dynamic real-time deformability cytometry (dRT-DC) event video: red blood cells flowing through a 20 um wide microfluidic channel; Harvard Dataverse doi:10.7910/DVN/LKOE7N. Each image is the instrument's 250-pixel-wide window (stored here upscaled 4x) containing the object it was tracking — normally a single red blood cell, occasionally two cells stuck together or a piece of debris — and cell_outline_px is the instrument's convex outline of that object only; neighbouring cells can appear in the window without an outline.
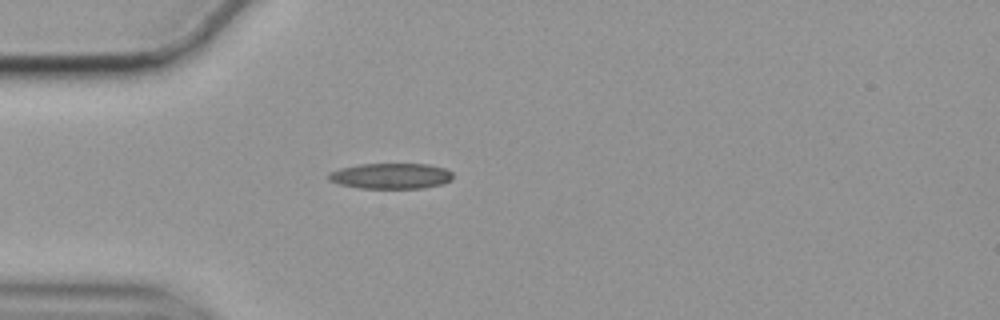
{"species": "common noctule bat (a hibernating species)", "species_latin": "Nyctalus noctula", "temperature_condition": "cold", "stored_images_in_passage": 42, "camera_frame_rate_fps": 3000, "um_per_image_px": 0.085, "animal": {"sex": "female", "body_mass_g": 19.9}, "frame": {"image": 1, "passage_image": 1, "time_ms": 0.0, "image_size_px": [1000, 320], "cell_outline_px": [[452, 180], [440, 184], [424, 188], [360, 188], [340, 184], [328, 180], [328, 172], [340, 168], [360, 164], [428, 164], [444, 168], [452, 172]], "centroid_in_image_um": [33.21, 14.95], "position_along_channel_um": 51.8, "area_um2": 18.55}}
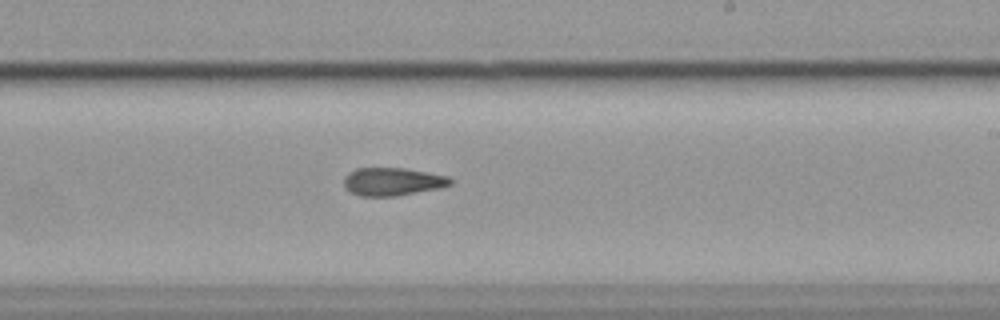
{"frame": {"image": 2, "passage_image": 19, "time_ms": 6.0, "image_size_px": [1000, 320], "cell_outline_px": [[452, 184], [440, 188], [396, 196], [360, 196], [344, 188], [344, 176], [348, 172], [356, 168], [404, 168], [448, 176], [452, 180]], "centroid_in_image_um": [33.34, 15.44], "position_along_channel_um": 255.7, "area_um2": 17.4}}
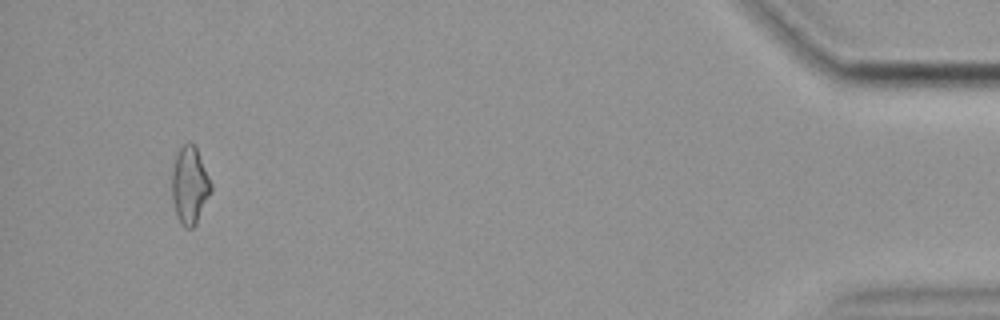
{"frame": {"image": 3, "passage_image": 39, "time_ms": 12.667, "image_size_px": [1000, 320], "cell_outline_px": [[212, 188], [196, 224], [192, 228], [184, 228], [180, 224], [172, 200], [172, 172], [176, 156], [180, 148], [184, 144], [192, 140], [196, 148], [212, 184]], "centroid_in_image_um": [16.12, 15.76], "position_along_channel_um": 419.1, "area_um2": 17.4}}